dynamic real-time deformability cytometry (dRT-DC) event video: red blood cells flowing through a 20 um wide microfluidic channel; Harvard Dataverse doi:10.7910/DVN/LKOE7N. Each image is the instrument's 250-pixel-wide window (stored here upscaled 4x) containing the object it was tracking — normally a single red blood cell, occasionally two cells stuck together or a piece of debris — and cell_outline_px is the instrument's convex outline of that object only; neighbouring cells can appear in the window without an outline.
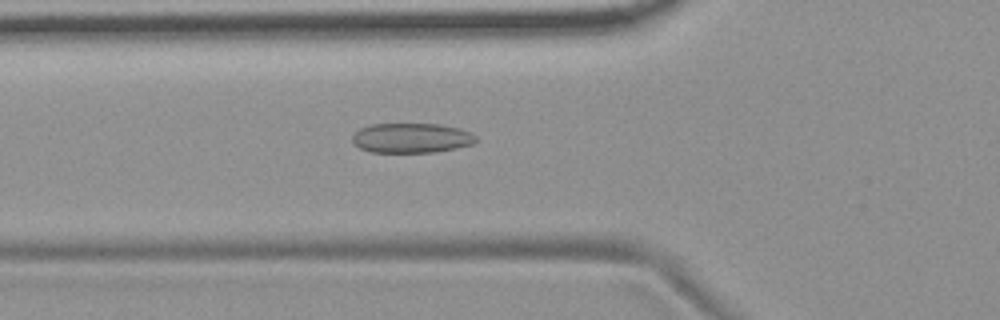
{"species": "common noctule bat (a hibernating species)", "species_latin": "Nyctalus noctula", "temperature_condition": "room temperature", "stored_images_in_passage": 37, "camera_frame_rate_fps": 3000, "um_per_image_px": 0.085, "animal": {"sex": "female", "body_mass_g": 19.9}, "frame": {"image": 1, "passage_image": 2, "time_ms": 0.333, "image_size_px": [1000, 320], "cell_outline_px": [[476, 140], [472, 144], [456, 148], [432, 152], [372, 152], [360, 148], [352, 140], [352, 136], [360, 128], [372, 124], [440, 124], [460, 128], [472, 132], [476, 136]], "centroid_in_image_um": [35.0, 11.72], "position_along_channel_um": 90.8, "area_um2": 21.39}}
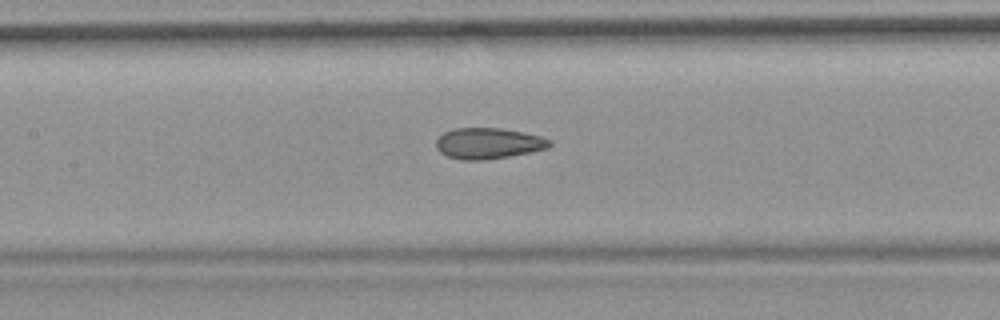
{"frame": {"image": 2, "passage_image": 8, "time_ms": 2.333, "image_size_px": [1000, 320], "cell_outline_px": [[552, 144], [548, 148], [508, 156], [484, 160], [460, 160], [448, 156], [440, 152], [436, 148], [436, 140], [444, 132], [456, 128], [500, 128], [540, 136], [552, 140]], "centroid_in_image_um": [41.49, 12.19], "position_along_channel_um": 165.9, "area_um2": 20.29}}
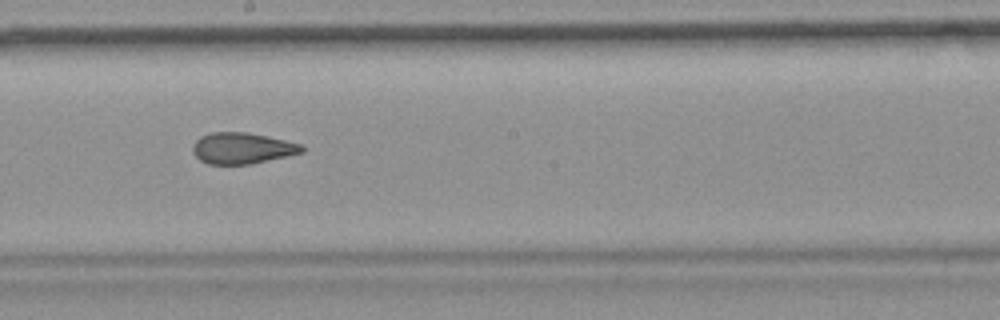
{"frame": {"image": 3, "passage_image": 13, "time_ms": 4.0, "image_size_px": [1000, 320], "cell_outline_px": [[304, 152], [288, 156], [252, 164], [208, 164], [200, 160], [192, 152], [192, 148], [196, 140], [200, 136], [212, 132], [248, 132], [268, 136], [300, 144], [304, 148]], "centroid_in_image_um": [20.58, 12.6], "position_along_channel_um": 227.6, "area_um2": 19.88}}